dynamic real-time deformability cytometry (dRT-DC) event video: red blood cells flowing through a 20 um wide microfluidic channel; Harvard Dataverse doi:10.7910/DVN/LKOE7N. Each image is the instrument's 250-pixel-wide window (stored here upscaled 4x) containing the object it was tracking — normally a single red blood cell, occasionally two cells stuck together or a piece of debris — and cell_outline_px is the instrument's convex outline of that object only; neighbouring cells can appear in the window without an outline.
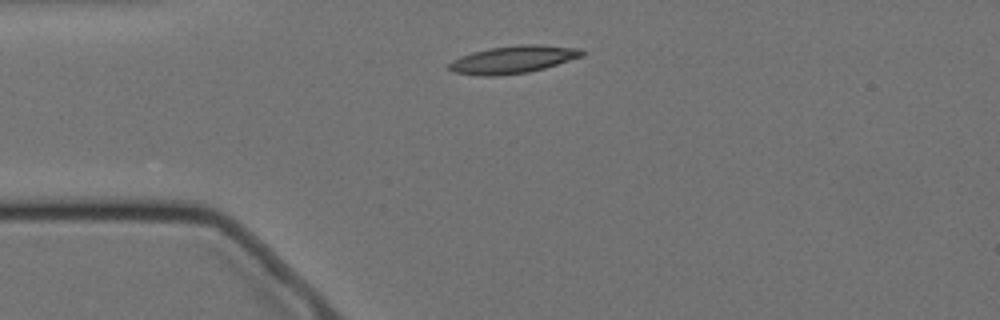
{"species": "Egyptian fruit bat (a non-hibernating species)", "species_latin": "Rousettus aegyptiacus", "temperature_condition": "cold", "stored_images_in_passage": 4, "camera_frame_rate_fps": 3000, "um_per_image_px": 0.085, "animal": {"sex": "female"}, "frame": {"image": 1, "passage_image": 4, "time_ms": 4.333, "image_size_px": [1000, 320], "cell_outline_px": [[584, 56], [544, 68], [528, 72], [496, 76], [480, 76], [456, 72], [448, 68], [448, 64], [452, 60], [460, 56], [472, 52], [488, 48], [520, 44], [540, 44], [580, 48], [584, 52]], "centroid_in_image_um": [43.62, 5.05], "position_along_channel_um": 41.4, "area_um2": 21.44}}